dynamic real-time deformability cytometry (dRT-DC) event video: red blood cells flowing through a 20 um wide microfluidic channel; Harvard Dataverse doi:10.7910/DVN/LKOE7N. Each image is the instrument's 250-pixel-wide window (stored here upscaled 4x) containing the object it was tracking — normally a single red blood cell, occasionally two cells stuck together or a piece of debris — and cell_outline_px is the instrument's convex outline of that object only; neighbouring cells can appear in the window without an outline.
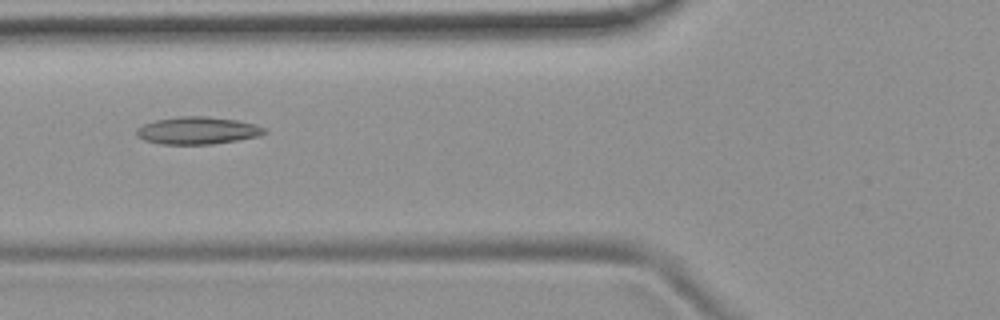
{"species": "common noctule bat (a hibernating species)", "species_latin": "Nyctalus noctula", "temperature_condition": "room temperature", "stored_images_in_passage": 40, "camera_frame_rate_fps": 3000, "um_per_image_px": 0.085, "animal": {"sex": "female", "body_mass_g": 19.9}, "frame": {"image": 1, "passage_image": 7, "time_ms": 2.0, "image_size_px": [1000, 320], "cell_outline_px": [[268, 132], [260, 136], [212, 144], [160, 144], [144, 140], [136, 136], [136, 128], [144, 124], [156, 120], [180, 116], [208, 116], [236, 120], [256, 124], [268, 128]], "centroid_in_image_um": [16.82, 11.09], "position_along_channel_um": 109.0, "area_um2": 20.58}, "authors_computed_cell_mechanics": {"area_um2": 19.2763, "velocity_mm_per_s": 3.8212, "shape_relaxation_time_tau1_ms": null, "shape_relaxation_time_tau2_ms": 4.0439, "deformation_change_tau1": null, "deformation_change_tau2": 0.1227}}